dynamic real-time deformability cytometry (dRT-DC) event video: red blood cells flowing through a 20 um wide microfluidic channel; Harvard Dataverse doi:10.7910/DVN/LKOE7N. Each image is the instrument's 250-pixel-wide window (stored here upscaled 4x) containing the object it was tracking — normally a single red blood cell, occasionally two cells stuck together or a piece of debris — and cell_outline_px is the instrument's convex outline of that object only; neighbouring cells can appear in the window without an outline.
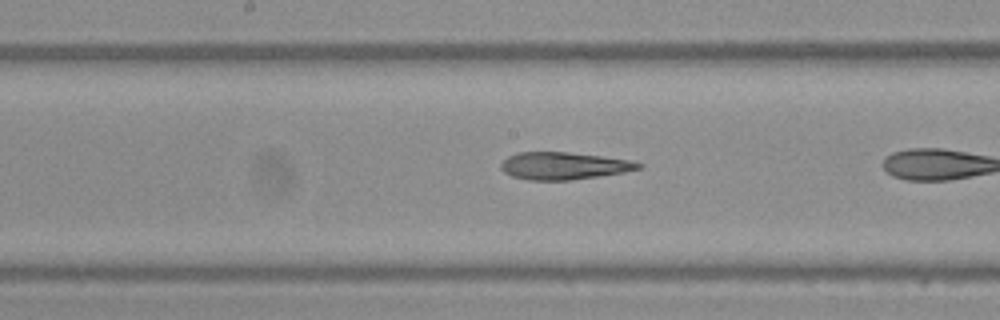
{"species": "Egyptian fruit bat (a non-hibernating species)", "species_latin": "Rousettus aegyptiacus", "temperature_condition": "warm", "stored_images_in_passage": 19, "camera_frame_rate_fps": 3000, "um_per_image_px": 0.085, "frame": {"image": 1, "passage_image": 11, "time_ms": 3.333, "image_size_px": [1000, 320], "cell_outline_px": [[644, 164], [640, 168], [624, 172], [572, 180], [528, 180], [512, 176], [504, 172], [500, 168], [500, 164], [508, 156], [516, 152], [568, 152], [632, 160]], "centroid_in_image_um": [47.9, 14.09], "position_along_channel_um": 200.3, "area_um2": 21.91}}
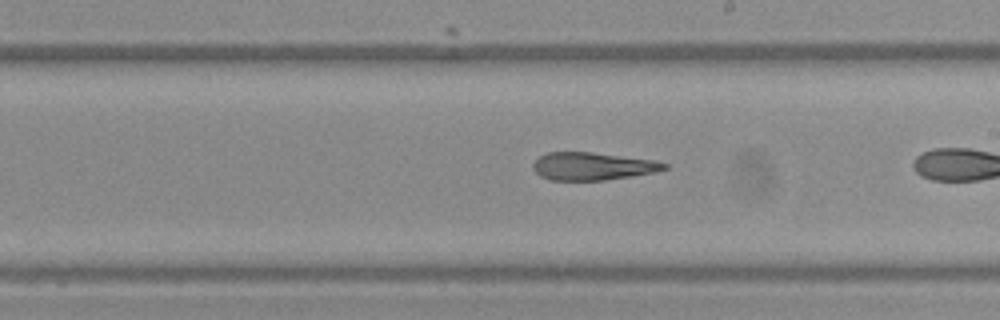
{"frame": {"image": 2, "passage_image": 14, "time_ms": 4.333, "image_size_px": [1000, 320], "cell_outline_px": [[668, 168], [652, 172], [632, 176], [604, 180], [548, 180], [540, 176], [532, 168], [532, 164], [540, 156], [548, 152], [592, 152], [652, 160], [668, 164]], "centroid_in_image_um": [50.32, 14.13], "position_along_channel_um": 238.7, "area_um2": 21.04}}